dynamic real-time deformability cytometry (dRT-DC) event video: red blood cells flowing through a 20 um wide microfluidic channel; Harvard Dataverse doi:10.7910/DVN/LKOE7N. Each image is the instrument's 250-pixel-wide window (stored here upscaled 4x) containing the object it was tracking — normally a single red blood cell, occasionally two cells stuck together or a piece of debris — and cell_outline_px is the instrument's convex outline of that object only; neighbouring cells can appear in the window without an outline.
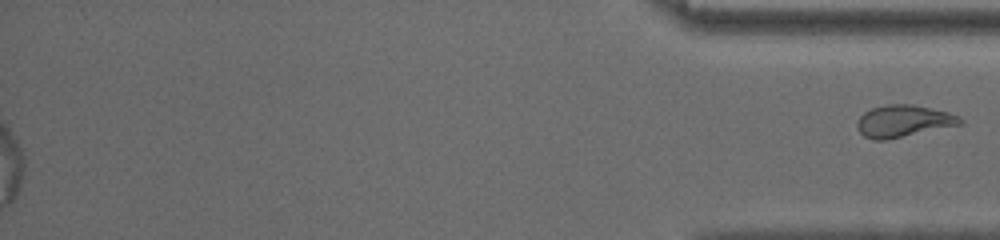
{"species": "common noctule bat (a hibernating species)", "species_latin": "Nyctalus noctula", "temperature_condition": "room temperature", "stored_images_in_passage": 35, "segment_of_instrument_passage": [2, 2], "camera_frame_rate_fps": 3000, "um_per_image_px": 0.085, "animal": {"sex": "male", "body_mass_g": 13.0, "forearm_length_mm": 53.1}, "frame": {"image": 1, "passage_image": 35, "time_ms": 11.333, "image_size_px": [1000, 240], "cell_outline_px": [[964, 120], [960, 124], [884, 140], [872, 140], [864, 136], [856, 128], [856, 124], [860, 116], [864, 112], [872, 108], [888, 104], [912, 104], [948, 112], [960, 116]], "centroid_in_image_um": [76.75, 10.28], "position_along_channel_um": 358.4, "area_um2": 18.96}}